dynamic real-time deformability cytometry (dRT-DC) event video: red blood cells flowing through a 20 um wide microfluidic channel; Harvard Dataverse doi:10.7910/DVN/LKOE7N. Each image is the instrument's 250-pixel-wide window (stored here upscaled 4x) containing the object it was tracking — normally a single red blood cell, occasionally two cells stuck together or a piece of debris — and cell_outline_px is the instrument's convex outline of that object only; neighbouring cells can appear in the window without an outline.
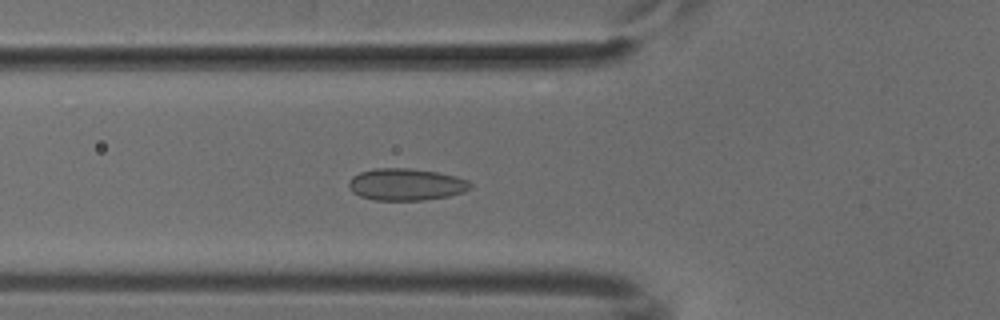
{"species": "common noctule bat (a hibernating species)", "species_latin": "Nyctalus noctula", "temperature_condition": "cold", "stored_images_in_passage": 51, "camera_frame_rate_fps": 3000, "um_per_image_px": 0.085, "animal": {"sex": "male", "body_mass_g": 18.8}, "frame": {"image": 1, "passage_image": 18, "time_ms": 5.667, "image_size_px": [1000, 320], "cell_outline_px": [[472, 188], [464, 192], [448, 196], [424, 200], [372, 200], [360, 196], [352, 192], [348, 188], [348, 180], [352, 176], [360, 172], [372, 168], [408, 168], [436, 172], [456, 176], [468, 180], [472, 184]], "centroid_in_image_um": [34.49, 15.68], "position_along_channel_um": 91.3, "area_um2": 22.89}}
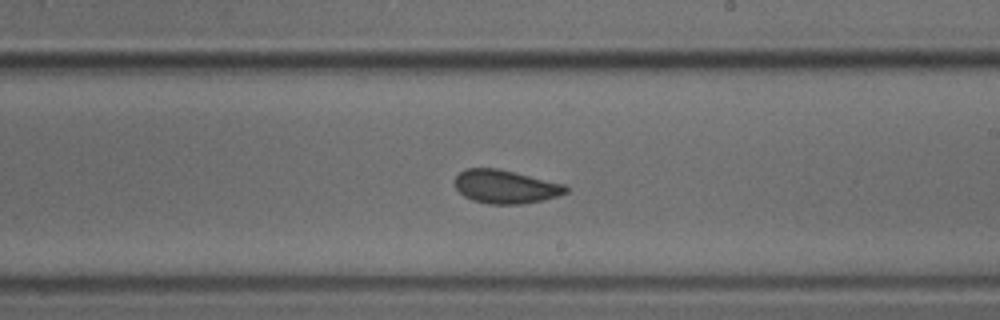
{"frame": {"image": 2, "passage_image": 30, "time_ms": 9.667, "image_size_px": [1000, 320], "cell_outline_px": [[568, 192], [544, 200], [520, 204], [488, 204], [472, 200], [464, 196], [456, 188], [456, 176], [460, 172], [468, 168], [496, 168], [564, 184], [568, 188]], "centroid_in_image_um": [42.96, 15.88], "position_along_channel_um": 246.0, "area_um2": 21.39}}
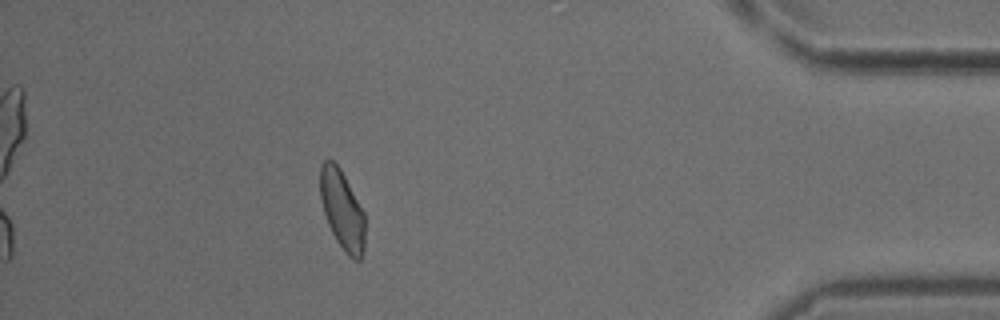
{"frame": {"image": 3, "passage_image": 46, "time_ms": 15.0, "image_size_px": [1000, 320], "cell_outline_px": [[364, 252], [360, 260], [352, 260], [348, 256], [336, 240], [328, 224], [324, 212], [320, 196], [320, 164], [324, 160], [332, 160], [340, 168], [364, 212]], "centroid_in_image_um": [29.08, 17.85], "position_along_channel_um": 406.1, "area_um2": 20.63}}